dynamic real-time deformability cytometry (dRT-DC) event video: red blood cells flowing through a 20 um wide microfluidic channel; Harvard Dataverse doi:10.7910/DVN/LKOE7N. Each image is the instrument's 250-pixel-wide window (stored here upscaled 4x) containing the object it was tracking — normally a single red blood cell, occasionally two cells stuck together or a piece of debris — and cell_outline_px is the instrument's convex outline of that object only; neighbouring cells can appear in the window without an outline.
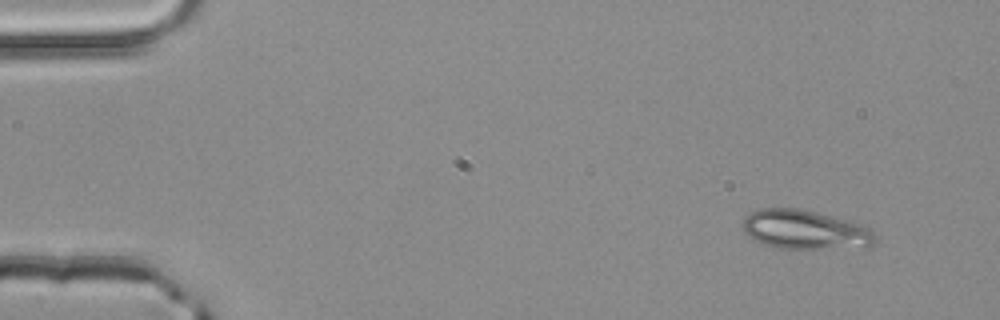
{"species": "common noctule bat (a hibernating species)", "species_latin": "Nyctalus noctula", "temperature_condition": "room temperature", "stored_images_in_passage": 48, "camera_frame_rate_fps": 3000, "um_per_image_px": 0.085, "animal": {"sex": "male", "body_mass_g": 20.4}, "frame": {"image": 1, "passage_image": 1, "time_ms": 0.0, "image_size_px": [1000, 320], "cell_outline_px": [[876, 240], [868, 248], [776, 248], [764, 244], [756, 240], [744, 232], [740, 224], [744, 216], [748, 212], [760, 208], [800, 208], [816, 212], [860, 224], [872, 228], [876, 236]], "centroid_in_image_um": [68.41, 19.52], "position_along_channel_um": 16.6, "area_um2": 30.58}}
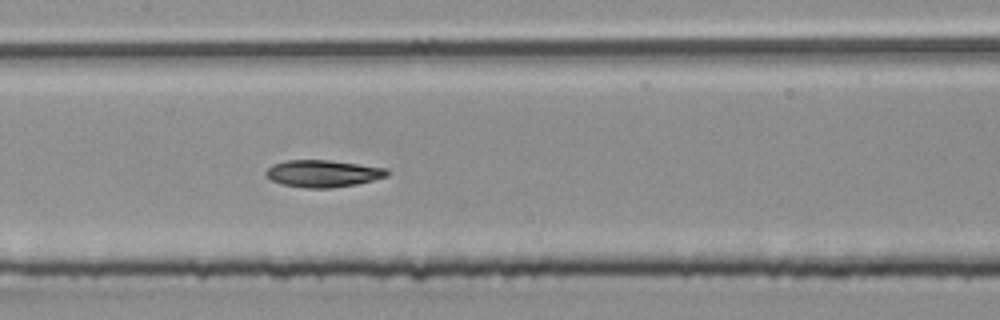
{"frame": {"image": 2, "passage_image": 22, "time_ms": 7.0, "image_size_px": [1000, 320], "cell_outline_px": [[392, 172], [388, 176], [356, 184], [332, 188], [304, 188], [284, 184], [272, 180], [264, 172], [272, 164], [284, 160], [332, 160], [388, 168]], "centroid_in_image_um": [27.5, 14.74], "position_along_channel_um": 179.9, "area_um2": 19.25}}
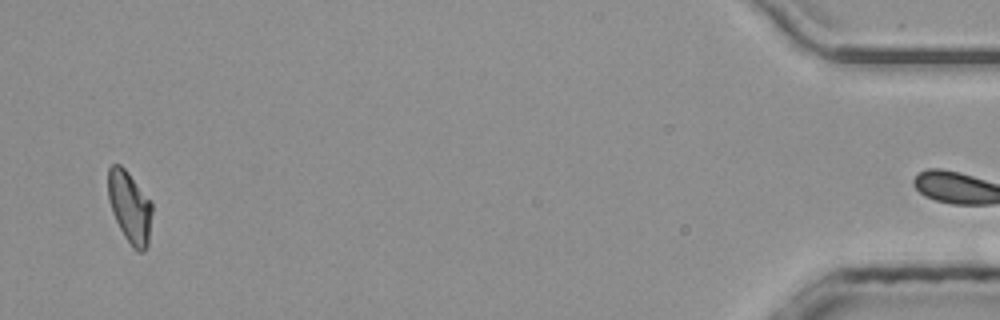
{"frame": {"image": 3, "passage_image": 47, "time_ms": 15.333, "image_size_px": [1000, 320], "cell_outline_px": [[152, 212], [148, 244], [144, 252], [136, 252], [132, 248], [124, 236], [112, 212], [108, 200], [108, 168], [112, 164], [120, 164], [128, 172], [152, 204]], "centroid_in_image_um": [11.02, 17.63], "position_along_channel_um": 424.2, "area_um2": 18.32}, "authors_computed_cell_mechanics": {"area_um2": 19.074, "velocity_mm_per_s": 4.0024, "shape_relaxation_time_tau1_ms": 6.2578, "shape_relaxation_time_tau2_ms": 2.6534, "deformation_change_tau1": 0.1555, "deformation_change_tau2": 0.0683}}